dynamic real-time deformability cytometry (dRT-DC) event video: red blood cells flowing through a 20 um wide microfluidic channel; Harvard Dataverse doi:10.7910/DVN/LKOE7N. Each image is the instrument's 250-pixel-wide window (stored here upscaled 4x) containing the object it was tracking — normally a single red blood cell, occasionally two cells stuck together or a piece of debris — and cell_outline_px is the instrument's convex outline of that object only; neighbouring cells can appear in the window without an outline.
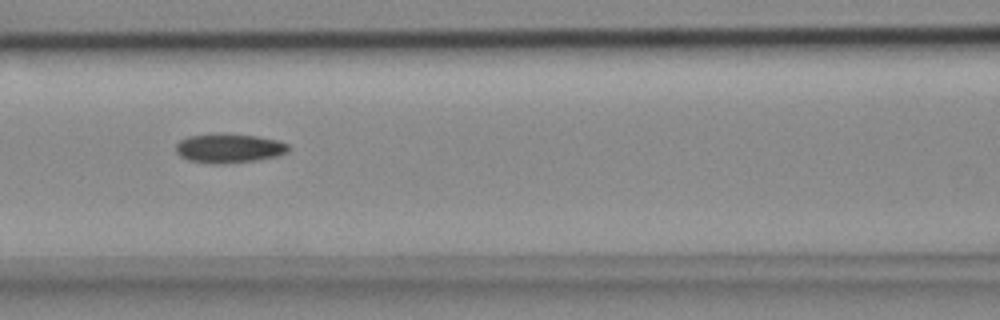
{"species": "common noctule bat (a hibernating species)", "species_latin": "Nyctalus noctula", "temperature_condition": "cold", "stored_images_in_passage": 7, "camera_frame_rate_fps": 3000, "um_per_image_px": 0.085, "animal": {"sex": "female", "body_mass_g": 18.4}, "frame": {"image": 1, "passage_image": 4, "time_ms": 1.0, "image_size_px": [1000, 320], "cell_outline_px": [[288, 148], [284, 152], [276, 156], [256, 160], [216, 164], [188, 160], [180, 156], [176, 152], [176, 144], [180, 140], [188, 136], [212, 132], [224, 132], [256, 136], [276, 140], [288, 144]], "centroid_in_image_um": [19.39, 12.57], "position_along_channel_um": 147.2, "area_um2": 19.25}}
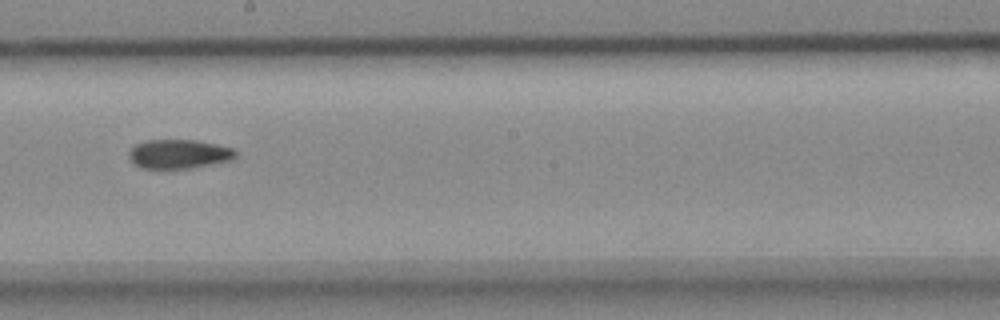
{"frame": {"image": 2, "passage_image": 6, "time_ms": 1.667, "image_size_px": [1000, 320], "cell_outline_px": [[236, 156], [232, 160], [188, 168], [144, 168], [136, 164], [128, 156], [128, 152], [136, 144], [148, 140], [196, 140], [216, 144], [232, 148], [236, 152]], "centroid_in_image_um": [15.21, 13.08], "position_along_channel_um": 233.0, "area_um2": 17.8}}
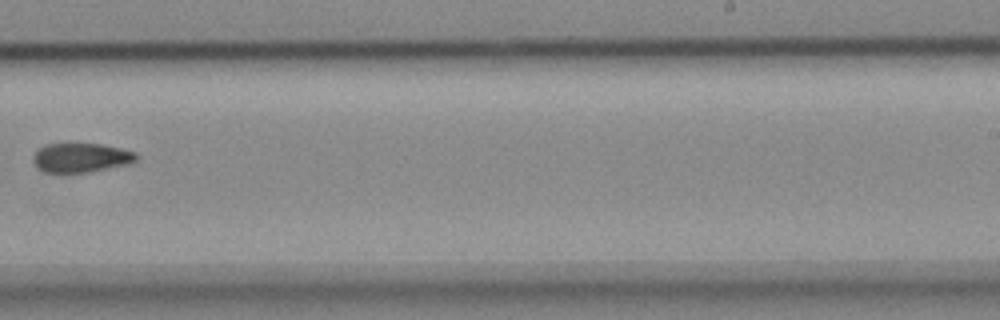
{"frame": {"image": 3, "passage_image": 7, "time_ms": 2.0, "image_size_px": [1000, 320], "cell_outline_px": [[136, 160], [132, 164], [92, 172], [48, 172], [40, 168], [32, 160], [32, 156], [40, 148], [48, 144], [68, 140], [100, 144], [120, 148], [136, 152]], "centroid_in_image_um": [6.91, 13.36], "position_along_channel_um": 282.1, "area_um2": 18.21}}